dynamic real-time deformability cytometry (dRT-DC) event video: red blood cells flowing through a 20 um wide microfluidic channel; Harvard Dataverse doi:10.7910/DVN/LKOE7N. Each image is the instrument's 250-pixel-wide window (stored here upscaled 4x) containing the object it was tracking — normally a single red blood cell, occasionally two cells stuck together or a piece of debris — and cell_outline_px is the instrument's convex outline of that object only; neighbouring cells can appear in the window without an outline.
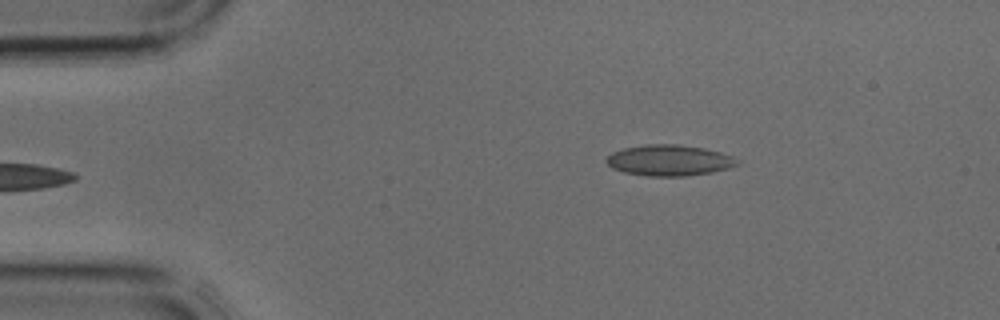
{"species": "common noctule bat (a hibernating species)", "species_latin": "Nyctalus noctula", "temperature_condition": "cold", "stored_images_in_passage": 2, "camera_frame_rate_fps": 3000, "um_per_image_px": 0.085, "animal": {"sex": "male", "body_mass_g": 17.9, "forearm_length_mm": 54.2}, "frame": {"image": 1, "passage_image": 2, "time_ms": 0.333, "image_size_px": [1000, 320], "cell_outline_px": [[740, 164], [728, 168], [712, 172], [684, 176], [648, 176], [624, 172], [612, 168], [604, 160], [612, 152], [624, 148], [644, 144], [676, 144], [704, 148], [720, 152], [732, 156], [740, 160]], "centroid_in_image_um": [56.89, 13.62], "position_along_channel_um": 28.1, "area_um2": 23.64}}